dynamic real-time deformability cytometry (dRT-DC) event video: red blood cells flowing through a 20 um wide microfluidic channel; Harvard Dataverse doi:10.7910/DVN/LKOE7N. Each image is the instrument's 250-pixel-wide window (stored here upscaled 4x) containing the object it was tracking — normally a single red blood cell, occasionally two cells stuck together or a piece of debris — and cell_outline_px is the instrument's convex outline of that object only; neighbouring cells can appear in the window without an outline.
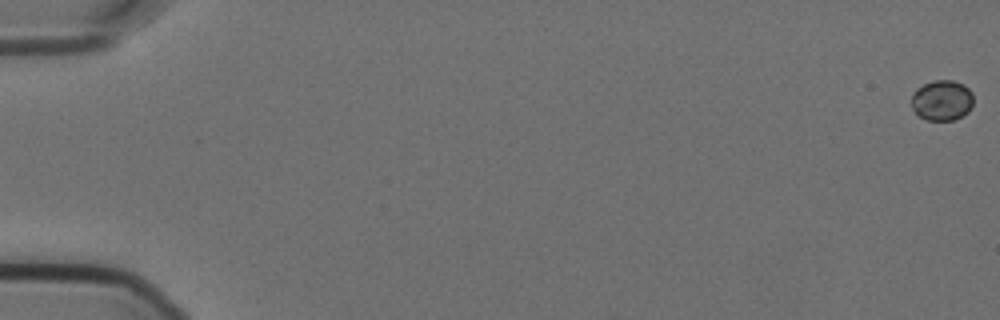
{"species": "Egyptian fruit bat (a non-hibernating species)", "species_latin": "Rousettus aegyptiacus", "temperature_condition": "cold", "stored_images_in_passage": 15, "camera_frame_rate_fps": 3000, "um_per_image_px": 0.085, "animal": {"sex": "female"}, "frame": {"image": 1, "passage_image": 1, "time_ms": 0.0, "image_size_px": [1000, 320], "cell_outline_px": [[972, 104], [968, 112], [956, 120], [928, 120], [920, 116], [912, 108], [912, 92], [916, 88], [932, 80], [952, 80], [964, 84], [972, 92]], "centroid_in_image_um": [80.07, 8.52], "position_along_channel_um": 4.9, "area_um2": 14.68}}